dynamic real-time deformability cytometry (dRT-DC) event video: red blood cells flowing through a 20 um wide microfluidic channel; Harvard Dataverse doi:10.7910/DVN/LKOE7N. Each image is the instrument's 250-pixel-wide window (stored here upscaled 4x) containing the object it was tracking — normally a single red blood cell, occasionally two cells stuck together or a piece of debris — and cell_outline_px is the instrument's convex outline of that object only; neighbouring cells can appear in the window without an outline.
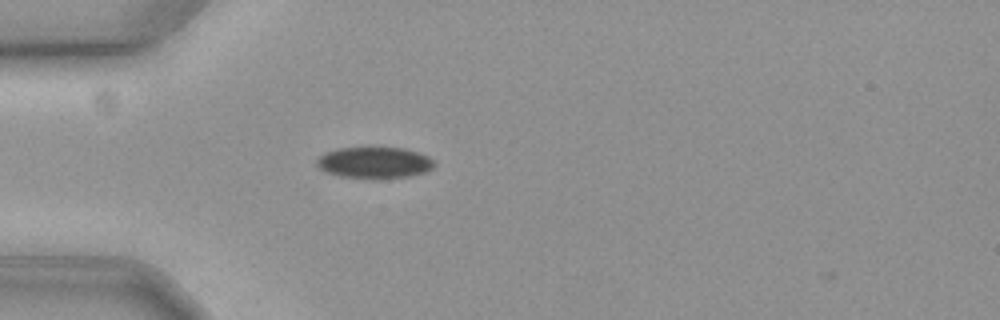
{"species": "common noctule bat (a hibernating species)", "species_latin": "Nyctalus noctula", "temperature_condition": "cold", "stored_images_in_passage": 35, "camera_frame_rate_fps": 3000, "um_per_image_px": 0.085, "animal": {"sex": "female", "body_mass_g": 19.3, "forearm_length_mm": 54.1}, "frame": {"image": 1, "passage_image": 1, "time_ms": 0.0, "image_size_px": [1000, 320], "cell_outline_px": [[436, 164], [432, 168], [424, 172], [408, 176], [340, 176], [328, 172], [320, 168], [316, 164], [316, 160], [320, 156], [328, 152], [340, 148], [404, 148], [428, 156]], "centroid_in_image_um": [31.84, 13.79], "position_along_channel_um": 53.2, "area_um2": 20.4}}
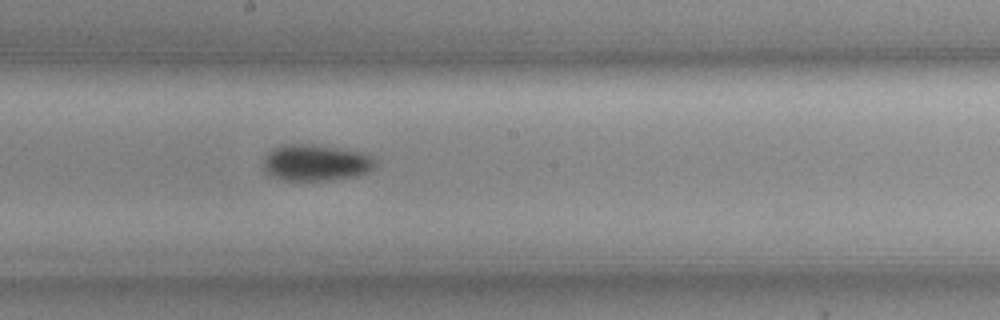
{"frame": {"image": 2, "passage_image": 16, "time_ms": 5.0, "image_size_px": [1000, 320], "cell_outline_px": [[376, 164], [368, 172], [356, 176], [332, 180], [284, 180], [272, 176], [264, 172], [264, 160], [268, 152], [284, 144], [312, 144], [360, 152], [376, 160]], "centroid_in_image_um": [26.83, 13.84], "position_along_channel_um": 221.4, "area_um2": 23.47}}
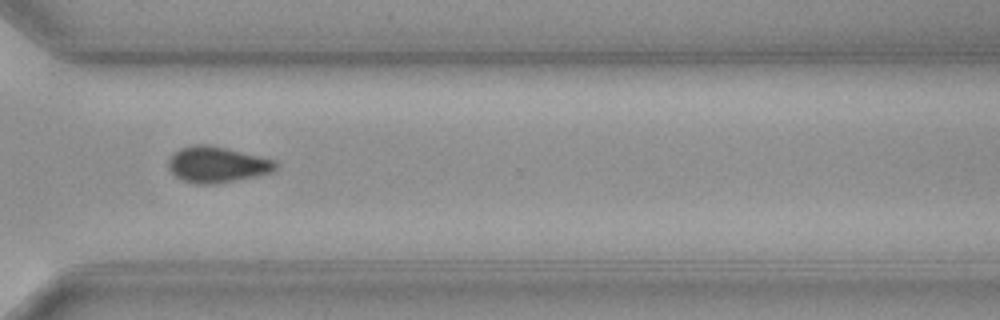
{"frame": {"image": 3, "passage_image": 27, "time_ms": 8.667, "image_size_px": [1000, 320], "cell_outline_px": [[276, 168], [272, 172], [256, 176], [216, 184], [196, 184], [184, 180], [176, 176], [168, 168], [168, 160], [180, 148], [192, 144], [208, 144], [260, 156], [276, 160]], "centroid_in_image_um": [18.45, 13.98], "position_along_channel_um": 352.2, "area_um2": 22.37}, "authors_computed_cell_mechanics": {"area_um2": 22.7154, "velocity_mm_per_s": 3.5704, "shape_relaxation_time_tau1_ms": 5.469, "shape_relaxation_time_tau2_ms": null, "deformation_change_tau1": 0.0796, "deformation_change_tau2": null}}